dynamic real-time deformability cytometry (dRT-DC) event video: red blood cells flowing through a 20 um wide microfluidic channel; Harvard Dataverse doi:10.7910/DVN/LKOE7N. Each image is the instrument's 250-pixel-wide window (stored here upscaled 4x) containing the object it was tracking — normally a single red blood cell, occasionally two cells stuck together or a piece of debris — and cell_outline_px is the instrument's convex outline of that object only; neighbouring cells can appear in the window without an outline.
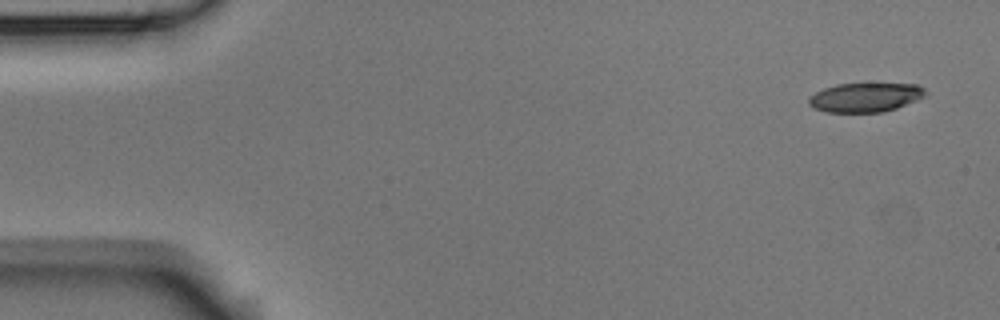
{"species": "Egyptian fruit bat (a non-hibernating species)", "species_latin": "Rousettus aegyptiacus", "temperature_condition": "room temperature", "stored_images_in_passage": 7, "camera_frame_rate_fps": 3000, "um_per_image_px": 0.085, "animal": {"sex": "male"}, "frame": {"image": 1, "passage_image": 1, "time_ms": 0.0, "image_size_px": [1000, 320], "cell_outline_px": [[924, 96], [916, 100], [896, 108], [884, 112], [828, 112], [812, 108], [808, 104], [808, 96], [824, 88], [836, 84], [916, 84], [924, 88]], "centroid_in_image_um": [73.49, 8.28], "position_along_channel_um": 11.5, "area_um2": 19.71}}
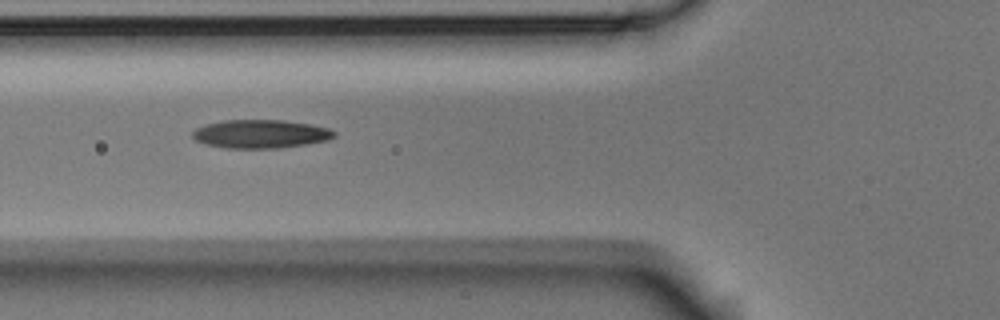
{"frame": {"image": 2, "passage_image": 6, "time_ms": 1.667, "image_size_px": [1000, 320], "cell_outline_px": [[336, 136], [328, 140], [304, 144], [276, 148], [224, 148], [204, 144], [196, 140], [192, 136], [192, 132], [196, 128], [204, 124], [224, 120], [284, 120], [312, 124], [328, 128], [336, 132]], "centroid_in_image_um": [22.13, 11.38], "position_along_channel_um": 103.7, "area_um2": 23.58}}
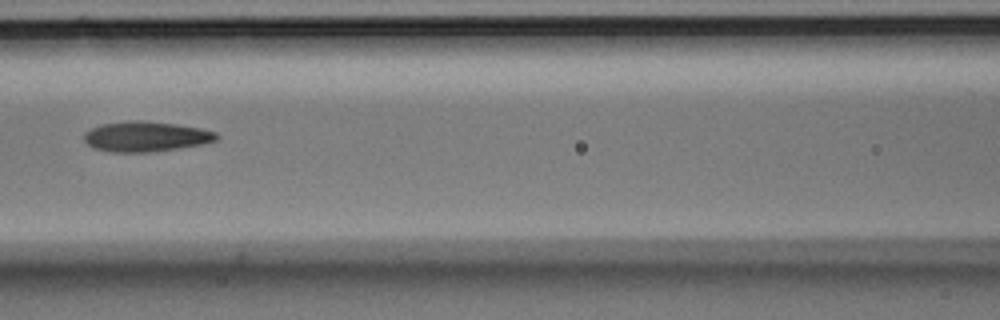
{"frame": {"image": 3, "passage_image": 7, "time_ms": 2.0, "image_size_px": [1000, 320], "cell_outline_px": [[220, 136], [216, 140], [204, 144], [180, 148], [148, 152], [112, 152], [92, 148], [84, 140], [84, 132], [100, 124], [132, 120], [144, 120], [176, 124], [200, 128], [216, 132]], "centroid_in_image_um": [12.4, 11.6], "position_along_channel_um": 154.2, "area_um2": 23.47}}